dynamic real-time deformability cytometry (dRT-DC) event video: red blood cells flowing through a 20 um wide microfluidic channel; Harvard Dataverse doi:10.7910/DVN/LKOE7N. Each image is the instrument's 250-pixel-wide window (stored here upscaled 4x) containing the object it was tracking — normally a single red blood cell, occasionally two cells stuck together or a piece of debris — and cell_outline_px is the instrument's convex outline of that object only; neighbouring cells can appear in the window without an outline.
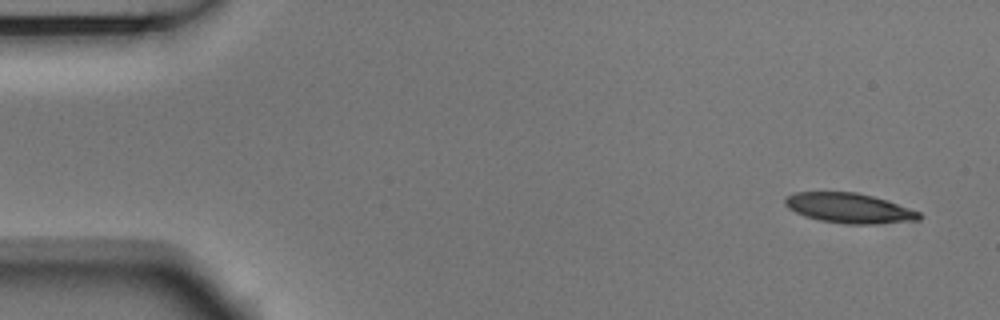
{"species": "Egyptian fruit bat (a non-hibernating species)", "species_latin": "Rousettus aegyptiacus", "temperature_condition": "room temperature", "stored_images_in_passage": 8, "camera_frame_rate_fps": 3000, "um_per_image_px": 0.085, "animal": {"sex": "male"}, "frame": {"image": 1, "passage_image": 1, "time_ms": 0.0, "image_size_px": [1000, 320], "cell_outline_px": [[924, 216], [920, 220], [872, 224], [848, 224], [820, 220], [804, 216], [788, 208], [784, 204], [784, 200], [792, 192], [856, 192], [872, 196], [920, 212]], "centroid_in_image_um": [72.16, 17.69], "position_along_channel_um": 12.8, "area_um2": 23.24}}
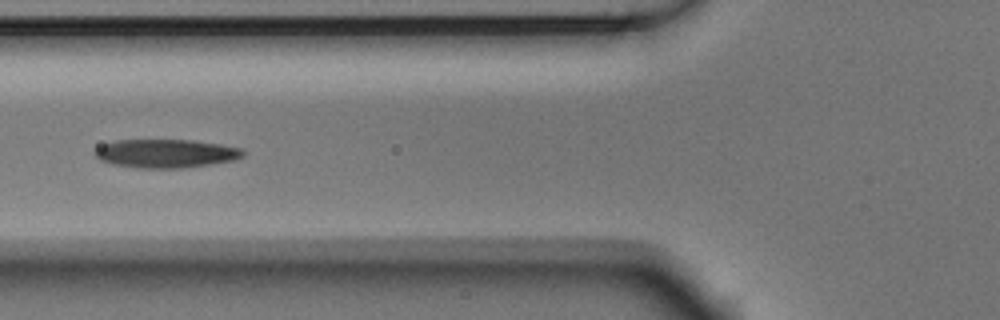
{"frame": {"image": 2, "passage_image": 5, "time_ms": 1.333, "image_size_px": [1000, 320], "cell_outline_px": [[244, 156], [232, 160], [208, 164], [180, 168], [136, 168], [112, 164], [100, 160], [92, 152], [96, 148], [104, 144], [116, 140], [192, 140], [220, 144], [240, 148], [244, 152]], "centroid_in_image_um": [14.05, 13.04], "position_along_channel_um": 111.8, "area_um2": 24.51}}
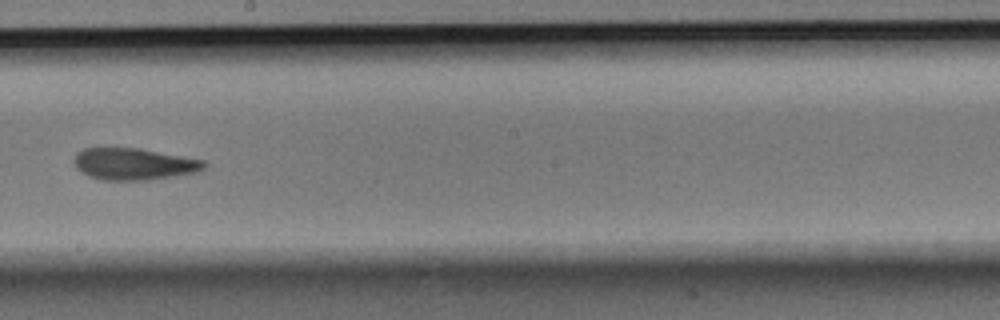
{"frame": {"image": 3, "passage_image": 8, "time_ms": 2.333, "image_size_px": [1000, 320], "cell_outline_px": [[208, 164], [204, 168], [196, 172], [148, 180], [100, 180], [88, 176], [80, 172], [76, 168], [72, 160], [76, 152], [84, 148], [140, 148], [204, 160]], "centroid_in_image_um": [11.33, 13.94], "position_along_channel_um": 236.9, "area_um2": 24.28}}